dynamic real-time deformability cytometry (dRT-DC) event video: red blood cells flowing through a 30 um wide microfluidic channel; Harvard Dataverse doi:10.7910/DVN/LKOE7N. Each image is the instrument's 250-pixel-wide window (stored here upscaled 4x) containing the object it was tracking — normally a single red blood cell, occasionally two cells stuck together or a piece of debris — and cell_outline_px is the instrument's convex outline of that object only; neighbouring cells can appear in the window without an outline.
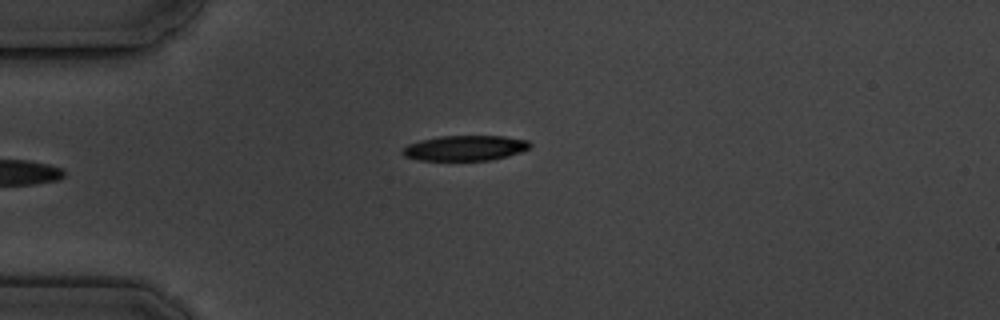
{"species": "common noctule bat (a hibernating species)", "species_latin": "Nyctalus noctula", "temperature_condition": "cold", "stored_images_in_passage": 5, "camera_frame_rate_fps": 3000, "um_per_image_px": 0.085, "animal": {"sex": "male", "body_mass_g": 19.5, "forearm_length_mm": 54.6}, "frame": {"image": 1, "passage_image": 5, "time_ms": 4.667, "image_size_px": [1000, 320], "cell_outline_px": [[532, 144], [528, 148], [520, 152], [508, 156], [488, 160], [420, 160], [404, 156], [400, 152], [400, 148], [408, 144], [420, 140], [440, 136], [504, 136], [528, 140]], "centroid_in_image_um": [39.49, 12.58], "position_along_channel_um": 45.5, "area_um2": 18.79}}